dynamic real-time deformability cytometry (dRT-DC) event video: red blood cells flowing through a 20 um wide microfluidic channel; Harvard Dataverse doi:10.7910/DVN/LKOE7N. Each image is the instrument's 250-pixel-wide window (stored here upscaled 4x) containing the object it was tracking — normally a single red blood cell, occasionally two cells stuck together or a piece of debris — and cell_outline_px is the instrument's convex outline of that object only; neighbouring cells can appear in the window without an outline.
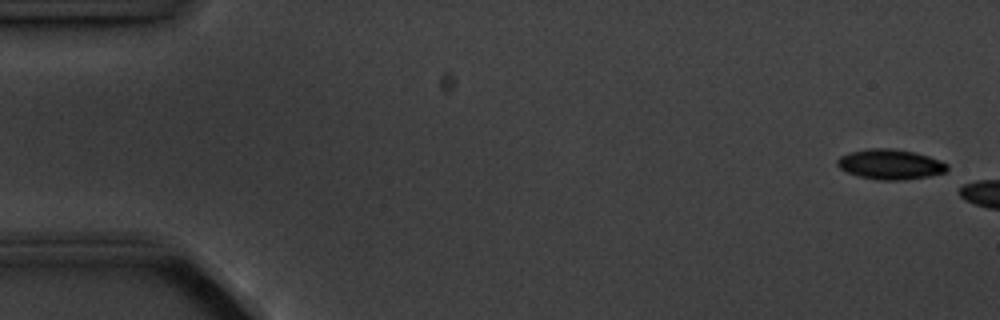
{"species": "common noctule bat (a hibernating species)", "species_latin": "Nyctalus noctula", "temperature_condition": "cold", "stored_images_in_passage": 4, "camera_frame_rate_fps": 3000, "um_per_image_px": 0.085, "animal": {"sex": "male", "body_mass_g": 20.1, "forearm_length_mm": 53.5}, "frame": {"image": 1, "passage_image": 1, "time_ms": 0.0, "image_size_px": [1000, 320], "cell_outline_px": [[948, 168], [944, 172], [928, 176], [900, 180], [880, 180], [860, 176], [848, 172], [840, 168], [836, 164], [836, 160], [840, 156], [848, 152], [868, 148], [888, 148], [912, 152], [928, 156], [940, 160], [948, 164]], "centroid_in_image_um": [75.64, 13.96], "position_along_channel_um": 9.4, "area_um2": 19.07}}